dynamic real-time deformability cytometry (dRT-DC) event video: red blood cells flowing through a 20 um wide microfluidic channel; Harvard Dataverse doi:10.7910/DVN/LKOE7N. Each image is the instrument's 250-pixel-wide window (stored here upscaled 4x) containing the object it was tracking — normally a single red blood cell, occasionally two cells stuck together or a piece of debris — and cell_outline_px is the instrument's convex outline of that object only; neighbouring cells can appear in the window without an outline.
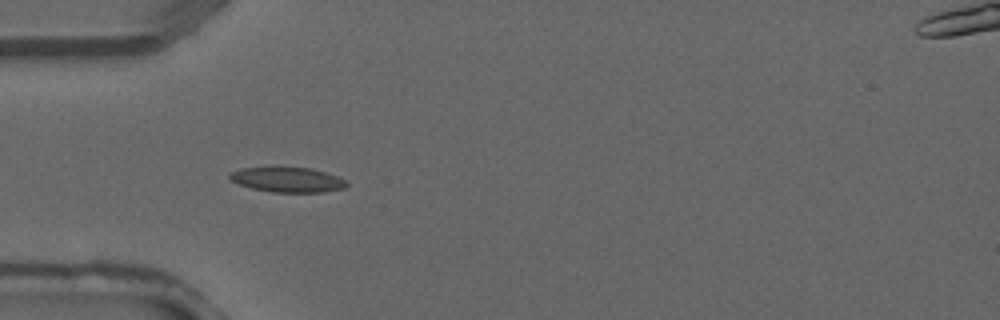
{"species": "common noctule bat (a hibernating species)", "species_latin": "Nyctalus noctula", "temperature_condition": "warm", "stored_images_in_passage": 3, "camera_frame_rate_fps": 3000, "um_per_image_px": 0.085, "animal": {"sex": "male", "forearm_length_mm": 52.5}, "frame": {"image": 1, "passage_image": 3, "time_ms": 0.667, "image_size_px": [1000, 320], "cell_outline_px": [[348, 184], [344, 188], [324, 192], [272, 192], [252, 188], [240, 184], [232, 180], [228, 176], [232, 172], [240, 168], [272, 164], [308, 168], [324, 172], [336, 176], [344, 180]], "centroid_in_image_um": [24.38, 15.22], "position_along_channel_um": 60.6, "area_um2": 17.51}}